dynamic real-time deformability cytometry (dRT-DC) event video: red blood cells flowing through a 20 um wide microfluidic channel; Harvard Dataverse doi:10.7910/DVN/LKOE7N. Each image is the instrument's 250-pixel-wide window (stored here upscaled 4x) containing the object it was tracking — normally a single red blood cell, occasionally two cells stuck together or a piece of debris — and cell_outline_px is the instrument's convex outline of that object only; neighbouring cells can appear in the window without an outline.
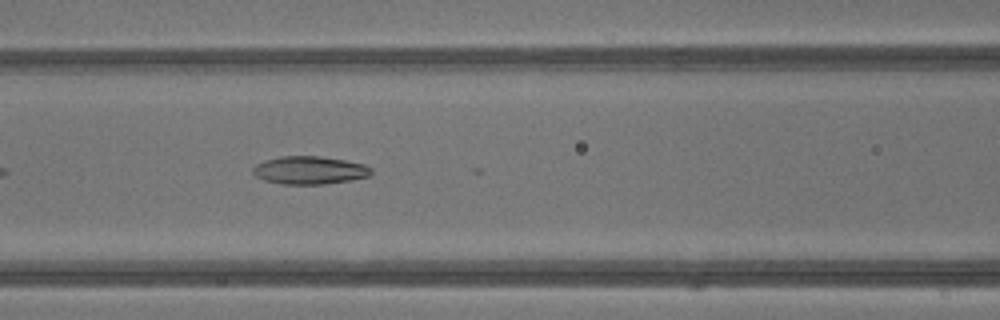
{"species": "common noctule bat (a hibernating species)", "species_latin": "Nyctalus noctula", "temperature_condition": "warm", "stored_images_in_passage": 33, "camera_frame_rate_fps": 3000, "um_per_image_px": 0.085, "animal": {"sex": "male", "body_mass_g": 13.3}, "frame": {"image": 1, "passage_image": 8, "time_ms": 2.333, "image_size_px": [1000, 320], "cell_outline_px": [[372, 172], [368, 176], [352, 180], [324, 184], [280, 184], [264, 180], [256, 176], [252, 172], [252, 168], [256, 164], [264, 160], [280, 156], [320, 156], [344, 160], [364, 164], [372, 168]], "centroid_in_image_um": [26.29, 14.47], "position_along_channel_um": 140.3, "area_um2": 19.36}}
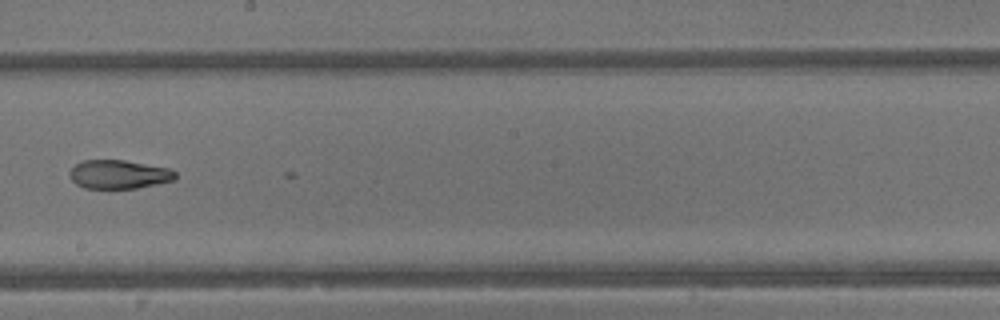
{"frame": {"image": 2, "passage_image": 14, "time_ms": 4.333, "image_size_px": [1000, 320], "cell_outline_px": [[176, 180], [136, 188], [84, 188], [76, 184], [72, 180], [68, 172], [76, 164], [84, 160], [124, 160], [168, 168], [176, 172]], "centroid_in_image_um": [10.1, 14.82], "position_along_channel_um": 238.1, "area_um2": 17.63}}
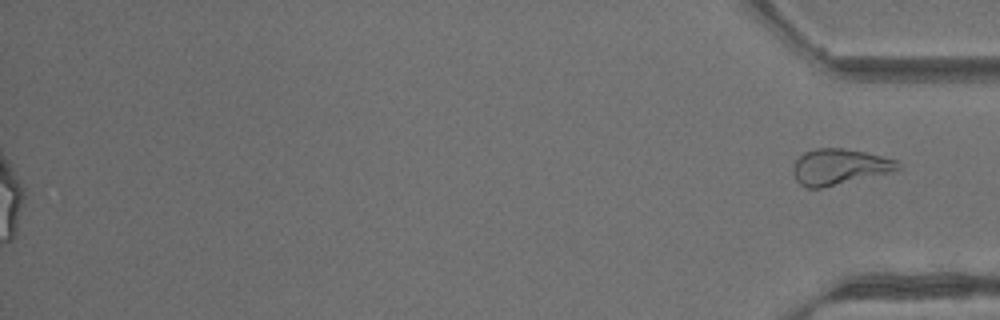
{"frame": {"image": 3, "passage_image": 33, "time_ms": 10.667, "image_size_px": [1000, 320], "cell_outline_px": [[900, 168], [892, 172], [824, 188], [808, 188], [800, 184], [796, 180], [792, 172], [792, 168], [796, 160], [804, 152], [816, 148], [844, 148], [864, 152], [896, 160], [900, 164]], "centroid_in_image_um": [71.32, 14.19], "position_along_channel_um": 363.9, "area_um2": 21.96}, "authors_computed_cell_mechanics": {"area_um2": 20.23, "velocity_mm_per_s": 4.8948, "shape_relaxation_time_tau1_ms": null, "shape_relaxation_time_tau2_ms": 2.4503, "deformation_change_tau1": null, "deformation_change_tau2": 0.0918}}